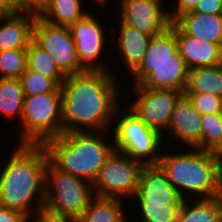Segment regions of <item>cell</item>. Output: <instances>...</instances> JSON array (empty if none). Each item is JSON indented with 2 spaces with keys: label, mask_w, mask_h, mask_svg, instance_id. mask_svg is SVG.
<instances>
[{
  "label": "cell",
  "mask_w": 222,
  "mask_h": 222,
  "mask_svg": "<svg viewBox=\"0 0 222 222\" xmlns=\"http://www.w3.org/2000/svg\"><path fill=\"white\" fill-rule=\"evenodd\" d=\"M122 199L94 196L78 222H127Z\"/></svg>",
  "instance_id": "23"
},
{
  "label": "cell",
  "mask_w": 222,
  "mask_h": 222,
  "mask_svg": "<svg viewBox=\"0 0 222 222\" xmlns=\"http://www.w3.org/2000/svg\"><path fill=\"white\" fill-rule=\"evenodd\" d=\"M114 73L85 70L66 76L60 86L63 133L111 130L121 104V90Z\"/></svg>",
  "instance_id": "1"
},
{
  "label": "cell",
  "mask_w": 222,
  "mask_h": 222,
  "mask_svg": "<svg viewBox=\"0 0 222 222\" xmlns=\"http://www.w3.org/2000/svg\"><path fill=\"white\" fill-rule=\"evenodd\" d=\"M45 0H6V12L32 13L39 15Z\"/></svg>",
  "instance_id": "32"
},
{
  "label": "cell",
  "mask_w": 222,
  "mask_h": 222,
  "mask_svg": "<svg viewBox=\"0 0 222 222\" xmlns=\"http://www.w3.org/2000/svg\"><path fill=\"white\" fill-rule=\"evenodd\" d=\"M37 15L3 12L0 15V52L27 49L33 40V26Z\"/></svg>",
  "instance_id": "16"
},
{
  "label": "cell",
  "mask_w": 222,
  "mask_h": 222,
  "mask_svg": "<svg viewBox=\"0 0 222 222\" xmlns=\"http://www.w3.org/2000/svg\"><path fill=\"white\" fill-rule=\"evenodd\" d=\"M94 196L92 183L47 163L44 207L79 219Z\"/></svg>",
  "instance_id": "7"
},
{
  "label": "cell",
  "mask_w": 222,
  "mask_h": 222,
  "mask_svg": "<svg viewBox=\"0 0 222 222\" xmlns=\"http://www.w3.org/2000/svg\"><path fill=\"white\" fill-rule=\"evenodd\" d=\"M25 96H33L49 92H61L60 86L52 79L26 68L19 78Z\"/></svg>",
  "instance_id": "30"
},
{
  "label": "cell",
  "mask_w": 222,
  "mask_h": 222,
  "mask_svg": "<svg viewBox=\"0 0 222 222\" xmlns=\"http://www.w3.org/2000/svg\"><path fill=\"white\" fill-rule=\"evenodd\" d=\"M30 219V222H78L75 217L53 212L44 206L34 213Z\"/></svg>",
  "instance_id": "33"
},
{
  "label": "cell",
  "mask_w": 222,
  "mask_h": 222,
  "mask_svg": "<svg viewBox=\"0 0 222 222\" xmlns=\"http://www.w3.org/2000/svg\"><path fill=\"white\" fill-rule=\"evenodd\" d=\"M199 1L200 0H176V6H174L173 8L172 6H170V8L168 9V16L170 21L174 22L180 15L193 11Z\"/></svg>",
  "instance_id": "34"
},
{
  "label": "cell",
  "mask_w": 222,
  "mask_h": 222,
  "mask_svg": "<svg viewBox=\"0 0 222 222\" xmlns=\"http://www.w3.org/2000/svg\"><path fill=\"white\" fill-rule=\"evenodd\" d=\"M177 222H222L221 197L183 200Z\"/></svg>",
  "instance_id": "21"
},
{
  "label": "cell",
  "mask_w": 222,
  "mask_h": 222,
  "mask_svg": "<svg viewBox=\"0 0 222 222\" xmlns=\"http://www.w3.org/2000/svg\"><path fill=\"white\" fill-rule=\"evenodd\" d=\"M177 152L164 151L157 165L180 196L184 200L220 196L222 160L217 152L190 147Z\"/></svg>",
  "instance_id": "3"
},
{
  "label": "cell",
  "mask_w": 222,
  "mask_h": 222,
  "mask_svg": "<svg viewBox=\"0 0 222 222\" xmlns=\"http://www.w3.org/2000/svg\"><path fill=\"white\" fill-rule=\"evenodd\" d=\"M184 93H202L222 97V63L190 69Z\"/></svg>",
  "instance_id": "24"
},
{
  "label": "cell",
  "mask_w": 222,
  "mask_h": 222,
  "mask_svg": "<svg viewBox=\"0 0 222 222\" xmlns=\"http://www.w3.org/2000/svg\"><path fill=\"white\" fill-rule=\"evenodd\" d=\"M103 131L64 132L43 145L49 162L58 170L72 174L93 183L100 168L115 150L114 144L107 141ZM103 134V135H102ZM109 143V144H108Z\"/></svg>",
  "instance_id": "4"
},
{
  "label": "cell",
  "mask_w": 222,
  "mask_h": 222,
  "mask_svg": "<svg viewBox=\"0 0 222 222\" xmlns=\"http://www.w3.org/2000/svg\"><path fill=\"white\" fill-rule=\"evenodd\" d=\"M0 9L6 12V0H0Z\"/></svg>",
  "instance_id": "37"
},
{
  "label": "cell",
  "mask_w": 222,
  "mask_h": 222,
  "mask_svg": "<svg viewBox=\"0 0 222 222\" xmlns=\"http://www.w3.org/2000/svg\"><path fill=\"white\" fill-rule=\"evenodd\" d=\"M144 166L141 161L114 150L92 183L94 195L122 200L127 197L130 200L137 192Z\"/></svg>",
  "instance_id": "8"
},
{
  "label": "cell",
  "mask_w": 222,
  "mask_h": 222,
  "mask_svg": "<svg viewBox=\"0 0 222 222\" xmlns=\"http://www.w3.org/2000/svg\"><path fill=\"white\" fill-rule=\"evenodd\" d=\"M201 120V149L218 152L222 148V113H207Z\"/></svg>",
  "instance_id": "27"
},
{
  "label": "cell",
  "mask_w": 222,
  "mask_h": 222,
  "mask_svg": "<svg viewBox=\"0 0 222 222\" xmlns=\"http://www.w3.org/2000/svg\"><path fill=\"white\" fill-rule=\"evenodd\" d=\"M169 131V132H167ZM202 120L201 114L193 107L188 97L183 94L177 101L169 125L164 132L171 138H177L188 148L201 149ZM175 135V136H174Z\"/></svg>",
  "instance_id": "15"
},
{
  "label": "cell",
  "mask_w": 222,
  "mask_h": 222,
  "mask_svg": "<svg viewBox=\"0 0 222 222\" xmlns=\"http://www.w3.org/2000/svg\"><path fill=\"white\" fill-rule=\"evenodd\" d=\"M189 68L186 62L140 63L131 73L132 87L172 89L185 92Z\"/></svg>",
  "instance_id": "13"
},
{
  "label": "cell",
  "mask_w": 222,
  "mask_h": 222,
  "mask_svg": "<svg viewBox=\"0 0 222 222\" xmlns=\"http://www.w3.org/2000/svg\"><path fill=\"white\" fill-rule=\"evenodd\" d=\"M222 0H200L193 12L220 14Z\"/></svg>",
  "instance_id": "36"
},
{
  "label": "cell",
  "mask_w": 222,
  "mask_h": 222,
  "mask_svg": "<svg viewBox=\"0 0 222 222\" xmlns=\"http://www.w3.org/2000/svg\"><path fill=\"white\" fill-rule=\"evenodd\" d=\"M185 62L178 52L176 24L171 22L163 33L153 36L141 63Z\"/></svg>",
  "instance_id": "20"
},
{
  "label": "cell",
  "mask_w": 222,
  "mask_h": 222,
  "mask_svg": "<svg viewBox=\"0 0 222 222\" xmlns=\"http://www.w3.org/2000/svg\"><path fill=\"white\" fill-rule=\"evenodd\" d=\"M140 222H177L181 206H167V203H138Z\"/></svg>",
  "instance_id": "29"
},
{
  "label": "cell",
  "mask_w": 222,
  "mask_h": 222,
  "mask_svg": "<svg viewBox=\"0 0 222 222\" xmlns=\"http://www.w3.org/2000/svg\"><path fill=\"white\" fill-rule=\"evenodd\" d=\"M24 91L20 79L0 78V113L8 119L20 120L23 114Z\"/></svg>",
  "instance_id": "25"
},
{
  "label": "cell",
  "mask_w": 222,
  "mask_h": 222,
  "mask_svg": "<svg viewBox=\"0 0 222 222\" xmlns=\"http://www.w3.org/2000/svg\"><path fill=\"white\" fill-rule=\"evenodd\" d=\"M164 0H120V20L151 37L170 27L168 5Z\"/></svg>",
  "instance_id": "12"
},
{
  "label": "cell",
  "mask_w": 222,
  "mask_h": 222,
  "mask_svg": "<svg viewBox=\"0 0 222 222\" xmlns=\"http://www.w3.org/2000/svg\"><path fill=\"white\" fill-rule=\"evenodd\" d=\"M217 154L219 155L220 159L222 160V148L217 152Z\"/></svg>",
  "instance_id": "40"
},
{
  "label": "cell",
  "mask_w": 222,
  "mask_h": 222,
  "mask_svg": "<svg viewBox=\"0 0 222 222\" xmlns=\"http://www.w3.org/2000/svg\"><path fill=\"white\" fill-rule=\"evenodd\" d=\"M220 197L222 200V163H221V192H220Z\"/></svg>",
  "instance_id": "39"
},
{
  "label": "cell",
  "mask_w": 222,
  "mask_h": 222,
  "mask_svg": "<svg viewBox=\"0 0 222 222\" xmlns=\"http://www.w3.org/2000/svg\"><path fill=\"white\" fill-rule=\"evenodd\" d=\"M220 15H221V17H222V3H221V11H220Z\"/></svg>",
  "instance_id": "41"
},
{
  "label": "cell",
  "mask_w": 222,
  "mask_h": 222,
  "mask_svg": "<svg viewBox=\"0 0 222 222\" xmlns=\"http://www.w3.org/2000/svg\"><path fill=\"white\" fill-rule=\"evenodd\" d=\"M94 14L86 13L82 18L69 26L72 39L76 46L79 63L86 70L111 71L105 62L100 63L106 38L103 23L99 22ZM104 48V49H103ZM101 56V57H100ZM99 58V59H98Z\"/></svg>",
  "instance_id": "11"
},
{
  "label": "cell",
  "mask_w": 222,
  "mask_h": 222,
  "mask_svg": "<svg viewBox=\"0 0 222 222\" xmlns=\"http://www.w3.org/2000/svg\"><path fill=\"white\" fill-rule=\"evenodd\" d=\"M201 114L222 113V97L202 93H184Z\"/></svg>",
  "instance_id": "31"
},
{
  "label": "cell",
  "mask_w": 222,
  "mask_h": 222,
  "mask_svg": "<svg viewBox=\"0 0 222 222\" xmlns=\"http://www.w3.org/2000/svg\"><path fill=\"white\" fill-rule=\"evenodd\" d=\"M27 68V49L0 52V78L19 79Z\"/></svg>",
  "instance_id": "28"
},
{
  "label": "cell",
  "mask_w": 222,
  "mask_h": 222,
  "mask_svg": "<svg viewBox=\"0 0 222 222\" xmlns=\"http://www.w3.org/2000/svg\"><path fill=\"white\" fill-rule=\"evenodd\" d=\"M27 68L45 77L52 78L59 86L66 78L56 66L51 55L33 40L27 48Z\"/></svg>",
  "instance_id": "26"
},
{
  "label": "cell",
  "mask_w": 222,
  "mask_h": 222,
  "mask_svg": "<svg viewBox=\"0 0 222 222\" xmlns=\"http://www.w3.org/2000/svg\"><path fill=\"white\" fill-rule=\"evenodd\" d=\"M176 39L178 52L189 70L222 63V47L219 44L186 35L177 25Z\"/></svg>",
  "instance_id": "17"
},
{
  "label": "cell",
  "mask_w": 222,
  "mask_h": 222,
  "mask_svg": "<svg viewBox=\"0 0 222 222\" xmlns=\"http://www.w3.org/2000/svg\"><path fill=\"white\" fill-rule=\"evenodd\" d=\"M17 144L0 171V205L31 218L44 206L49 157L43 144Z\"/></svg>",
  "instance_id": "2"
},
{
  "label": "cell",
  "mask_w": 222,
  "mask_h": 222,
  "mask_svg": "<svg viewBox=\"0 0 222 222\" xmlns=\"http://www.w3.org/2000/svg\"><path fill=\"white\" fill-rule=\"evenodd\" d=\"M95 1H97V3H99L100 6L105 4L107 5L106 3L107 0H95Z\"/></svg>",
  "instance_id": "38"
},
{
  "label": "cell",
  "mask_w": 222,
  "mask_h": 222,
  "mask_svg": "<svg viewBox=\"0 0 222 222\" xmlns=\"http://www.w3.org/2000/svg\"><path fill=\"white\" fill-rule=\"evenodd\" d=\"M20 124L19 144H44L60 137L63 134L61 92L25 96Z\"/></svg>",
  "instance_id": "6"
},
{
  "label": "cell",
  "mask_w": 222,
  "mask_h": 222,
  "mask_svg": "<svg viewBox=\"0 0 222 222\" xmlns=\"http://www.w3.org/2000/svg\"><path fill=\"white\" fill-rule=\"evenodd\" d=\"M30 218L24 213L0 205V222H29Z\"/></svg>",
  "instance_id": "35"
},
{
  "label": "cell",
  "mask_w": 222,
  "mask_h": 222,
  "mask_svg": "<svg viewBox=\"0 0 222 222\" xmlns=\"http://www.w3.org/2000/svg\"><path fill=\"white\" fill-rule=\"evenodd\" d=\"M174 23L186 35L216 43L222 47V17L220 14L190 11L180 15Z\"/></svg>",
  "instance_id": "18"
},
{
  "label": "cell",
  "mask_w": 222,
  "mask_h": 222,
  "mask_svg": "<svg viewBox=\"0 0 222 222\" xmlns=\"http://www.w3.org/2000/svg\"><path fill=\"white\" fill-rule=\"evenodd\" d=\"M33 41L51 55L65 76L86 70L79 63L69 27L49 24L37 16L33 26Z\"/></svg>",
  "instance_id": "9"
},
{
  "label": "cell",
  "mask_w": 222,
  "mask_h": 222,
  "mask_svg": "<svg viewBox=\"0 0 222 222\" xmlns=\"http://www.w3.org/2000/svg\"><path fill=\"white\" fill-rule=\"evenodd\" d=\"M82 4L83 0H45L38 16L49 24L69 27L88 13Z\"/></svg>",
  "instance_id": "22"
},
{
  "label": "cell",
  "mask_w": 222,
  "mask_h": 222,
  "mask_svg": "<svg viewBox=\"0 0 222 222\" xmlns=\"http://www.w3.org/2000/svg\"><path fill=\"white\" fill-rule=\"evenodd\" d=\"M134 197L132 200L138 203H167V206H182L184 200L158 165L143 167Z\"/></svg>",
  "instance_id": "14"
},
{
  "label": "cell",
  "mask_w": 222,
  "mask_h": 222,
  "mask_svg": "<svg viewBox=\"0 0 222 222\" xmlns=\"http://www.w3.org/2000/svg\"><path fill=\"white\" fill-rule=\"evenodd\" d=\"M130 89L131 93L134 92V96L137 97H134L136 98L134 101L126 103L127 106L144 124L163 134L164 138V131L169 125L175 105L184 92L146 87H131Z\"/></svg>",
  "instance_id": "10"
},
{
  "label": "cell",
  "mask_w": 222,
  "mask_h": 222,
  "mask_svg": "<svg viewBox=\"0 0 222 222\" xmlns=\"http://www.w3.org/2000/svg\"><path fill=\"white\" fill-rule=\"evenodd\" d=\"M119 22L120 29L116 35L118 36L116 45L120 51L119 56L122 57L120 59H123L125 67L128 68L127 71L131 74L143 60L152 37L121 20Z\"/></svg>",
  "instance_id": "19"
},
{
  "label": "cell",
  "mask_w": 222,
  "mask_h": 222,
  "mask_svg": "<svg viewBox=\"0 0 222 222\" xmlns=\"http://www.w3.org/2000/svg\"><path fill=\"white\" fill-rule=\"evenodd\" d=\"M121 108H117L113 119L115 127L111 136L115 150L141 161L144 165H157L164 149L161 146L163 134L144 124L128 106L124 110Z\"/></svg>",
  "instance_id": "5"
}]
</instances>
